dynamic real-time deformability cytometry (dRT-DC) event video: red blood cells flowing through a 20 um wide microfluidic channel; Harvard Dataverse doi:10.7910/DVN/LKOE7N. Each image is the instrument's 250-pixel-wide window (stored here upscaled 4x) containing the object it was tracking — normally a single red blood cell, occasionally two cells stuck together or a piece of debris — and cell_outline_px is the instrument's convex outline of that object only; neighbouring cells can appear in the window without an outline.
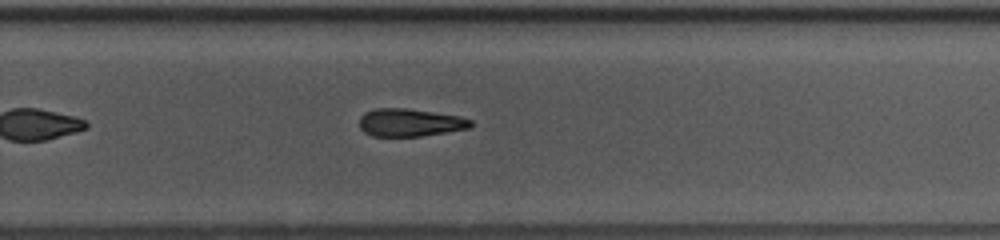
{"species": "common noctule bat (a hibernating species)", "species_latin": "Nyctalus noctula", "temperature_condition": "warm", "stored_images_in_passage": 35, "camera_frame_rate_fps": 3000, "um_per_image_px": 0.085, "animal": {"sex": "female", "body_mass_g": 10.0, "forearm_length_mm": 53.1}, "frame": {"image": 1, "passage_image": 20, "time_ms": 6.333, "image_size_px": [1000, 240], "cell_outline_px": [[472, 124], [468, 128], [420, 136], [372, 136], [364, 132], [360, 128], [360, 116], [364, 112], [376, 108], [404, 108], [460, 116], [472, 120]], "centroid_in_image_um": [34.8, 10.41], "position_along_channel_um": 295.0, "area_um2": 17.86}, "authors_computed_cell_mechanics": {"area_um2": 18.9006, "velocity_mm_per_s": 4.1389, "shape_relaxation_time_tau1_ms": 4.2991, "shape_relaxation_time_tau2_ms": null, "deformation_change_tau1": 0.1457, "deformation_change_tau2": null}}